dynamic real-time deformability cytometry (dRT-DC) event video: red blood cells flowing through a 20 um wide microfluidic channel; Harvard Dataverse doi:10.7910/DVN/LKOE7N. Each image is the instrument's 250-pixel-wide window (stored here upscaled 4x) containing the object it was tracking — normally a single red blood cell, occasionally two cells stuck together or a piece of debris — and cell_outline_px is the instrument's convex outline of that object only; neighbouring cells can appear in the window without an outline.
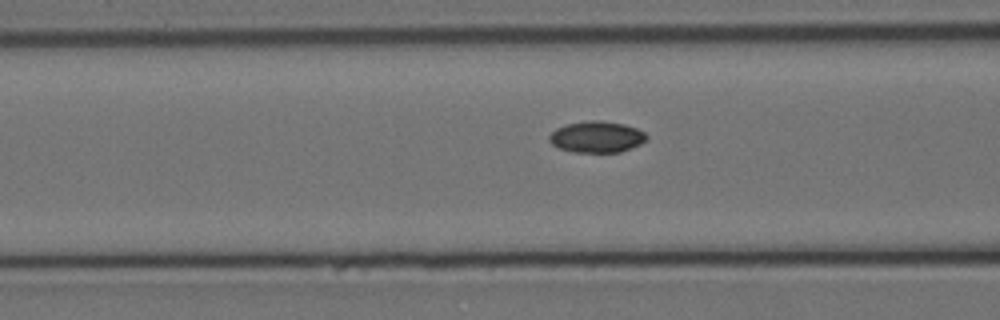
{"species": "Egyptian fruit bat (a non-hibernating species)", "species_latin": "Rousettus aegyptiacus", "temperature_condition": "cold", "stored_images_in_passage": 20, "camera_frame_rate_fps": 3000, "um_per_image_px": 0.085, "animal": {"sex": "female"}, "frame": {"image": 1, "passage_image": 17, "time_ms": 5.333, "image_size_px": [1000, 320], "cell_outline_px": [[648, 136], [640, 144], [620, 152], [572, 152], [556, 148], [548, 140], [548, 136], [556, 128], [568, 124], [588, 120], [600, 120], [624, 124], [636, 128], [644, 132]], "centroid_in_image_um": [50.68, 11.64], "position_along_channel_um": 115.9, "area_um2": 17.8}}